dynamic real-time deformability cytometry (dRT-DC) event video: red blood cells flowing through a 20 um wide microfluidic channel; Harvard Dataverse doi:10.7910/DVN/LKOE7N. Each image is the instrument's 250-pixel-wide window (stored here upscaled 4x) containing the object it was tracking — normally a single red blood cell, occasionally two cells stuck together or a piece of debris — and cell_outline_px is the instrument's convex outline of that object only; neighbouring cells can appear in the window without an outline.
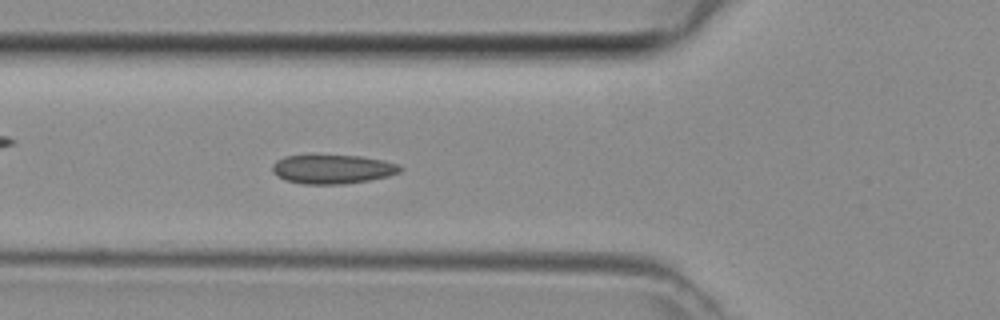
{"species": "common noctule bat (a hibernating species)", "species_latin": "Nyctalus noctula", "temperature_condition": "room temperature", "stored_images_in_passage": 36, "camera_frame_rate_fps": 3000, "um_per_image_px": 0.085, "animal": {"sex": "female", "body_mass_g": 29.2, "forearm_length_mm": 56.3}, "frame": {"image": 1, "passage_image": 10, "time_ms": 3.0, "image_size_px": [1000, 320], "cell_outline_px": [[404, 168], [400, 172], [388, 176], [368, 180], [344, 184], [304, 184], [284, 180], [276, 176], [272, 172], [272, 164], [276, 160], [284, 156], [360, 156], [384, 160], [396, 164]], "centroid_in_image_um": [28.24, 14.39], "position_along_channel_um": 97.6, "area_um2": 21.56}}
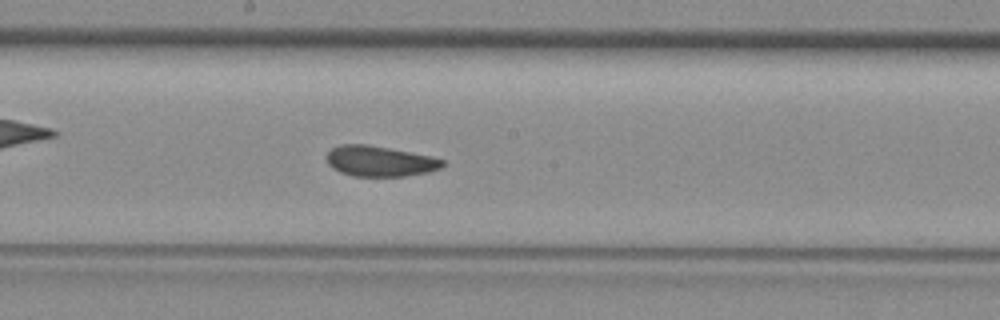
{"frame": {"image": 2, "passage_image": 18, "time_ms": 5.667, "image_size_px": [1000, 320], "cell_outline_px": [[448, 164], [440, 168], [428, 172], [404, 176], [352, 176], [340, 172], [332, 168], [328, 164], [328, 152], [332, 148], [340, 144], [368, 144], [432, 156], [444, 160]], "centroid_in_image_um": [32.31, 13.7], "position_along_channel_um": 215.9, "area_um2": 20.69}}
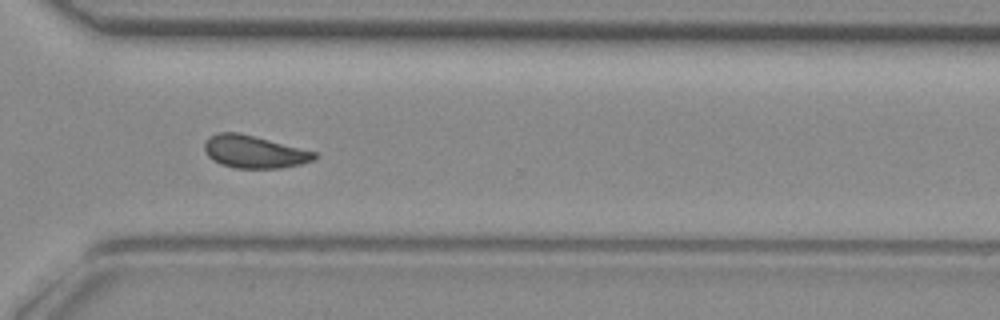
{"frame": {"image": 3, "passage_image": 27, "time_ms": 8.667, "image_size_px": [1000, 320], "cell_outline_px": [[320, 156], [316, 160], [300, 164], [280, 168], [236, 168], [220, 164], [212, 160], [208, 156], [204, 148], [204, 144], [208, 136], [216, 132], [236, 132], [316, 152]], "centroid_in_image_um": [21.59, 12.91], "position_along_channel_um": 349.0, "area_um2": 20.81}}